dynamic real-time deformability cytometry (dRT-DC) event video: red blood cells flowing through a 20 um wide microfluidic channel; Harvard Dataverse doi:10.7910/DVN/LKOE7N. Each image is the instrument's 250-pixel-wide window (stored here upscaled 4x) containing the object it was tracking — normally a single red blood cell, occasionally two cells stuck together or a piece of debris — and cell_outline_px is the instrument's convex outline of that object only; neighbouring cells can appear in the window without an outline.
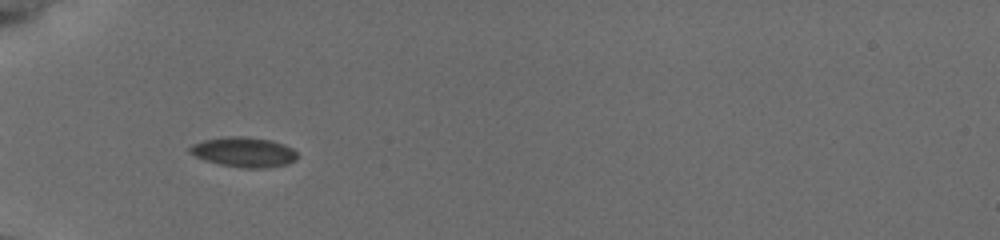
{"species": "common noctule bat (a hibernating species)", "species_latin": "Nyctalus noctula", "temperature_condition": "cold", "stored_images_in_passage": 21, "camera_frame_rate_fps": 3000, "um_per_image_px": 0.085, "animal": {"sex": "female", "body_mass_g": 19.5, "forearm_length_mm": 54.1}, "frame": {"image": 1, "passage_image": 5, "time_ms": 1.333, "image_size_px": [1000, 240], "cell_outline_px": [[300, 156], [296, 160], [288, 164], [264, 168], [244, 168], [220, 164], [204, 160], [188, 152], [188, 148], [192, 144], [204, 140], [228, 136], [244, 136], [272, 140], [284, 144], [292, 148]], "centroid_in_image_um": [20.75, 12.92], "position_along_channel_um": 64.2, "area_um2": 18.9}}
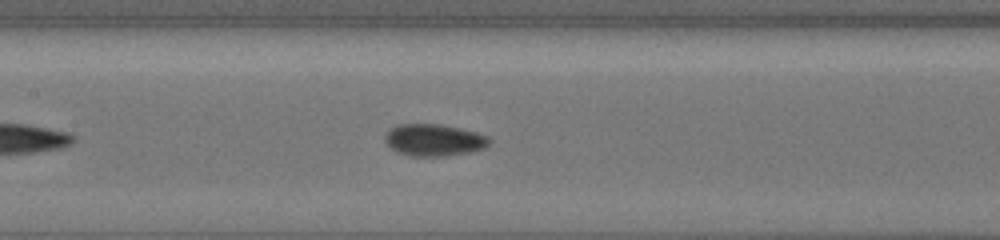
{"frame": {"image": 2, "passage_image": 14, "time_ms": 4.333, "image_size_px": [1000, 240], "cell_outline_px": [[492, 140], [484, 148], [472, 152], [448, 156], [408, 156], [396, 152], [384, 140], [384, 136], [396, 124], [440, 124], [460, 128], [476, 132], [488, 136]], "centroid_in_image_um": [36.9, 11.91], "position_along_channel_um": 170.5, "area_um2": 19.59}}
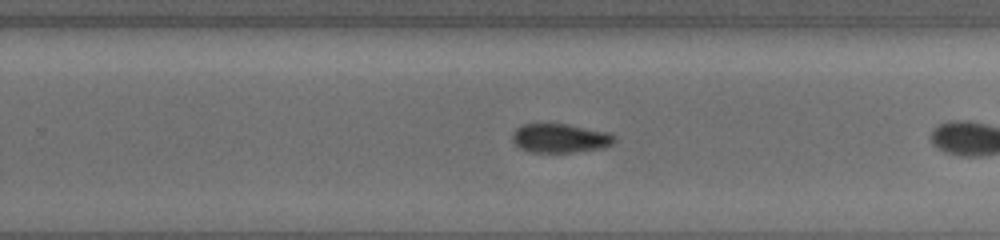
{"frame": {"image": 3, "passage_image": 20, "time_ms": 6.333, "image_size_px": [1000, 240], "cell_outline_px": [[616, 140], [612, 144], [604, 148], [572, 152], [532, 152], [520, 148], [512, 140], [512, 136], [516, 128], [524, 124], [568, 124], [608, 132], [616, 136]], "centroid_in_image_um": [47.64, 11.75], "position_along_channel_um": 282.2, "area_um2": 17.22}}